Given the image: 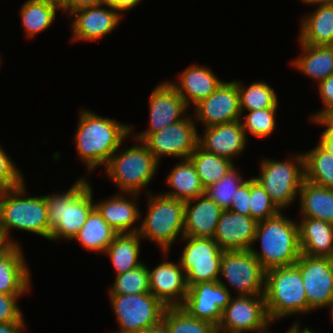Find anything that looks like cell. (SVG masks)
Returning <instances> with one entry per match:
<instances>
[{
	"label": "cell",
	"instance_id": "ab89813d",
	"mask_svg": "<svg viewBox=\"0 0 333 333\" xmlns=\"http://www.w3.org/2000/svg\"><path fill=\"white\" fill-rule=\"evenodd\" d=\"M149 272L146 263L123 274L116 275L108 294H144L149 293Z\"/></svg>",
	"mask_w": 333,
	"mask_h": 333
},
{
	"label": "cell",
	"instance_id": "ffe728a7",
	"mask_svg": "<svg viewBox=\"0 0 333 333\" xmlns=\"http://www.w3.org/2000/svg\"><path fill=\"white\" fill-rule=\"evenodd\" d=\"M247 142L240 120L205 127L203 133L198 134L201 149L231 161L242 155Z\"/></svg>",
	"mask_w": 333,
	"mask_h": 333
},
{
	"label": "cell",
	"instance_id": "ee69618b",
	"mask_svg": "<svg viewBox=\"0 0 333 333\" xmlns=\"http://www.w3.org/2000/svg\"><path fill=\"white\" fill-rule=\"evenodd\" d=\"M321 102L324 105L320 111L310 115L309 120L327 118L333 113V74L317 84Z\"/></svg>",
	"mask_w": 333,
	"mask_h": 333
},
{
	"label": "cell",
	"instance_id": "681fc988",
	"mask_svg": "<svg viewBox=\"0 0 333 333\" xmlns=\"http://www.w3.org/2000/svg\"><path fill=\"white\" fill-rule=\"evenodd\" d=\"M26 325L25 322L0 323V333H26Z\"/></svg>",
	"mask_w": 333,
	"mask_h": 333
},
{
	"label": "cell",
	"instance_id": "680465c9",
	"mask_svg": "<svg viewBox=\"0 0 333 333\" xmlns=\"http://www.w3.org/2000/svg\"><path fill=\"white\" fill-rule=\"evenodd\" d=\"M329 313L331 314V318H332L331 320L333 321V306Z\"/></svg>",
	"mask_w": 333,
	"mask_h": 333
},
{
	"label": "cell",
	"instance_id": "f5cc1de1",
	"mask_svg": "<svg viewBox=\"0 0 333 333\" xmlns=\"http://www.w3.org/2000/svg\"><path fill=\"white\" fill-rule=\"evenodd\" d=\"M11 244L5 238L2 229L0 228V253L6 250Z\"/></svg>",
	"mask_w": 333,
	"mask_h": 333
},
{
	"label": "cell",
	"instance_id": "cb8c5ba5",
	"mask_svg": "<svg viewBox=\"0 0 333 333\" xmlns=\"http://www.w3.org/2000/svg\"><path fill=\"white\" fill-rule=\"evenodd\" d=\"M23 247L11 244L0 253V293L25 295L32 288L31 273L25 260Z\"/></svg>",
	"mask_w": 333,
	"mask_h": 333
},
{
	"label": "cell",
	"instance_id": "91938a15",
	"mask_svg": "<svg viewBox=\"0 0 333 333\" xmlns=\"http://www.w3.org/2000/svg\"><path fill=\"white\" fill-rule=\"evenodd\" d=\"M215 333H225V332H222V331H220V330H217Z\"/></svg>",
	"mask_w": 333,
	"mask_h": 333
},
{
	"label": "cell",
	"instance_id": "db71d44e",
	"mask_svg": "<svg viewBox=\"0 0 333 333\" xmlns=\"http://www.w3.org/2000/svg\"><path fill=\"white\" fill-rule=\"evenodd\" d=\"M303 4L307 5H319V4H331L333 0H300Z\"/></svg>",
	"mask_w": 333,
	"mask_h": 333
},
{
	"label": "cell",
	"instance_id": "d6a6232c",
	"mask_svg": "<svg viewBox=\"0 0 333 333\" xmlns=\"http://www.w3.org/2000/svg\"><path fill=\"white\" fill-rule=\"evenodd\" d=\"M117 232L106 223L102 215L94 208L85 224L72 241H77L83 248L92 252L105 253Z\"/></svg>",
	"mask_w": 333,
	"mask_h": 333
},
{
	"label": "cell",
	"instance_id": "e575fe53",
	"mask_svg": "<svg viewBox=\"0 0 333 333\" xmlns=\"http://www.w3.org/2000/svg\"><path fill=\"white\" fill-rule=\"evenodd\" d=\"M189 159L196 168L201 184L204 188L217 183L235 165L233 161L209 153L199 146L196 147Z\"/></svg>",
	"mask_w": 333,
	"mask_h": 333
},
{
	"label": "cell",
	"instance_id": "d6986e66",
	"mask_svg": "<svg viewBox=\"0 0 333 333\" xmlns=\"http://www.w3.org/2000/svg\"><path fill=\"white\" fill-rule=\"evenodd\" d=\"M162 253L165 260L153 269L148 267L150 293L166 307H181L188 292L185 273L179 261H166L169 252Z\"/></svg>",
	"mask_w": 333,
	"mask_h": 333
},
{
	"label": "cell",
	"instance_id": "30bf717a",
	"mask_svg": "<svg viewBox=\"0 0 333 333\" xmlns=\"http://www.w3.org/2000/svg\"><path fill=\"white\" fill-rule=\"evenodd\" d=\"M219 276L225 282H218L230 291L229 285L237 296L264 294L265 270L250 250L224 251Z\"/></svg>",
	"mask_w": 333,
	"mask_h": 333
},
{
	"label": "cell",
	"instance_id": "6da1fadb",
	"mask_svg": "<svg viewBox=\"0 0 333 333\" xmlns=\"http://www.w3.org/2000/svg\"><path fill=\"white\" fill-rule=\"evenodd\" d=\"M74 141L78 157L88 172L106 166L113 153L133 132L132 125L99 116L90 109H80Z\"/></svg>",
	"mask_w": 333,
	"mask_h": 333
},
{
	"label": "cell",
	"instance_id": "9a60e30c",
	"mask_svg": "<svg viewBox=\"0 0 333 333\" xmlns=\"http://www.w3.org/2000/svg\"><path fill=\"white\" fill-rule=\"evenodd\" d=\"M188 106L168 80L160 82L149 96V127L131 133V139L143 141L149 134L158 132L187 116ZM133 136V137H132Z\"/></svg>",
	"mask_w": 333,
	"mask_h": 333
},
{
	"label": "cell",
	"instance_id": "7a4b0ae2",
	"mask_svg": "<svg viewBox=\"0 0 333 333\" xmlns=\"http://www.w3.org/2000/svg\"><path fill=\"white\" fill-rule=\"evenodd\" d=\"M91 183L79 176L65 192L46 194L50 241H71L95 208Z\"/></svg>",
	"mask_w": 333,
	"mask_h": 333
},
{
	"label": "cell",
	"instance_id": "8992f818",
	"mask_svg": "<svg viewBox=\"0 0 333 333\" xmlns=\"http://www.w3.org/2000/svg\"><path fill=\"white\" fill-rule=\"evenodd\" d=\"M133 140L136 144L130 148L124 146L123 149L121 145L104 167L105 175L117 186L120 193L140 194L156 176L160 166L142 141L136 138Z\"/></svg>",
	"mask_w": 333,
	"mask_h": 333
},
{
	"label": "cell",
	"instance_id": "ba28073f",
	"mask_svg": "<svg viewBox=\"0 0 333 333\" xmlns=\"http://www.w3.org/2000/svg\"><path fill=\"white\" fill-rule=\"evenodd\" d=\"M258 181L272 201L282 211L298 199L299 190L305 180L303 153H296L285 161L262 158Z\"/></svg>",
	"mask_w": 333,
	"mask_h": 333
},
{
	"label": "cell",
	"instance_id": "603a6c76",
	"mask_svg": "<svg viewBox=\"0 0 333 333\" xmlns=\"http://www.w3.org/2000/svg\"><path fill=\"white\" fill-rule=\"evenodd\" d=\"M177 80L169 83L183 98L188 108L208 98L223 82L212 69L199 64H191L185 68Z\"/></svg>",
	"mask_w": 333,
	"mask_h": 333
},
{
	"label": "cell",
	"instance_id": "74e56055",
	"mask_svg": "<svg viewBox=\"0 0 333 333\" xmlns=\"http://www.w3.org/2000/svg\"><path fill=\"white\" fill-rule=\"evenodd\" d=\"M233 167L217 183L205 188V195L220 206L223 210H229L233 196L237 189L247 180ZM242 175V176H241Z\"/></svg>",
	"mask_w": 333,
	"mask_h": 333
},
{
	"label": "cell",
	"instance_id": "7bdbcfd3",
	"mask_svg": "<svg viewBox=\"0 0 333 333\" xmlns=\"http://www.w3.org/2000/svg\"><path fill=\"white\" fill-rule=\"evenodd\" d=\"M24 295H8L0 293V323L25 322L24 315L18 305V299Z\"/></svg>",
	"mask_w": 333,
	"mask_h": 333
},
{
	"label": "cell",
	"instance_id": "83f0119b",
	"mask_svg": "<svg viewBox=\"0 0 333 333\" xmlns=\"http://www.w3.org/2000/svg\"><path fill=\"white\" fill-rule=\"evenodd\" d=\"M302 17L298 34L301 43L333 45V3L316 5L315 10Z\"/></svg>",
	"mask_w": 333,
	"mask_h": 333
},
{
	"label": "cell",
	"instance_id": "52a82bcc",
	"mask_svg": "<svg viewBox=\"0 0 333 333\" xmlns=\"http://www.w3.org/2000/svg\"><path fill=\"white\" fill-rule=\"evenodd\" d=\"M267 313L270 321L308 313V301L300 270L295 266L265 271Z\"/></svg>",
	"mask_w": 333,
	"mask_h": 333
},
{
	"label": "cell",
	"instance_id": "7402d4cb",
	"mask_svg": "<svg viewBox=\"0 0 333 333\" xmlns=\"http://www.w3.org/2000/svg\"><path fill=\"white\" fill-rule=\"evenodd\" d=\"M258 222L231 210H223L214 240L223 251L250 250L253 246Z\"/></svg>",
	"mask_w": 333,
	"mask_h": 333
},
{
	"label": "cell",
	"instance_id": "f907efd6",
	"mask_svg": "<svg viewBox=\"0 0 333 333\" xmlns=\"http://www.w3.org/2000/svg\"><path fill=\"white\" fill-rule=\"evenodd\" d=\"M297 319V320H296ZM294 321V323L290 326V328L287 330L286 333H318L315 332L314 330H311L310 328H308L307 326L302 329V325H300L301 323L299 322V318H296Z\"/></svg>",
	"mask_w": 333,
	"mask_h": 333
},
{
	"label": "cell",
	"instance_id": "4316f807",
	"mask_svg": "<svg viewBox=\"0 0 333 333\" xmlns=\"http://www.w3.org/2000/svg\"><path fill=\"white\" fill-rule=\"evenodd\" d=\"M300 44L301 55L291 65L316 84L333 74V45Z\"/></svg>",
	"mask_w": 333,
	"mask_h": 333
},
{
	"label": "cell",
	"instance_id": "277c9868",
	"mask_svg": "<svg viewBox=\"0 0 333 333\" xmlns=\"http://www.w3.org/2000/svg\"><path fill=\"white\" fill-rule=\"evenodd\" d=\"M297 222L283 215L282 211L272 218L258 222L250 251L265 271L292 266L300 257ZM256 242L260 243V251L254 248Z\"/></svg>",
	"mask_w": 333,
	"mask_h": 333
},
{
	"label": "cell",
	"instance_id": "6f0895ef",
	"mask_svg": "<svg viewBox=\"0 0 333 333\" xmlns=\"http://www.w3.org/2000/svg\"><path fill=\"white\" fill-rule=\"evenodd\" d=\"M333 123V113L327 117Z\"/></svg>",
	"mask_w": 333,
	"mask_h": 333
},
{
	"label": "cell",
	"instance_id": "b9f144b4",
	"mask_svg": "<svg viewBox=\"0 0 333 333\" xmlns=\"http://www.w3.org/2000/svg\"><path fill=\"white\" fill-rule=\"evenodd\" d=\"M12 160L0 145V191L17 188L25 181L20 168Z\"/></svg>",
	"mask_w": 333,
	"mask_h": 333
},
{
	"label": "cell",
	"instance_id": "9c48e42d",
	"mask_svg": "<svg viewBox=\"0 0 333 333\" xmlns=\"http://www.w3.org/2000/svg\"><path fill=\"white\" fill-rule=\"evenodd\" d=\"M120 331L142 333L163 320L166 306L152 293L108 294Z\"/></svg>",
	"mask_w": 333,
	"mask_h": 333
},
{
	"label": "cell",
	"instance_id": "8fae6325",
	"mask_svg": "<svg viewBox=\"0 0 333 333\" xmlns=\"http://www.w3.org/2000/svg\"><path fill=\"white\" fill-rule=\"evenodd\" d=\"M186 242L178 259L186 276L187 286L218 281L223 250L212 238L184 236Z\"/></svg>",
	"mask_w": 333,
	"mask_h": 333
},
{
	"label": "cell",
	"instance_id": "9f6ffc18",
	"mask_svg": "<svg viewBox=\"0 0 333 333\" xmlns=\"http://www.w3.org/2000/svg\"><path fill=\"white\" fill-rule=\"evenodd\" d=\"M111 333H134V332H124V331H120V330H118V331L115 330V332H111Z\"/></svg>",
	"mask_w": 333,
	"mask_h": 333
},
{
	"label": "cell",
	"instance_id": "5b68a950",
	"mask_svg": "<svg viewBox=\"0 0 333 333\" xmlns=\"http://www.w3.org/2000/svg\"><path fill=\"white\" fill-rule=\"evenodd\" d=\"M145 191H148L147 211L140 220L139 236L156 242L161 252H169L176 240L184 237L185 202L162 193L154 194L149 189Z\"/></svg>",
	"mask_w": 333,
	"mask_h": 333
},
{
	"label": "cell",
	"instance_id": "7dc6e473",
	"mask_svg": "<svg viewBox=\"0 0 333 333\" xmlns=\"http://www.w3.org/2000/svg\"><path fill=\"white\" fill-rule=\"evenodd\" d=\"M104 1L105 0H60V3L62 11L69 16L73 11L95 6Z\"/></svg>",
	"mask_w": 333,
	"mask_h": 333
},
{
	"label": "cell",
	"instance_id": "816d5d0a",
	"mask_svg": "<svg viewBox=\"0 0 333 333\" xmlns=\"http://www.w3.org/2000/svg\"><path fill=\"white\" fill-rule=\"evenodd\" d=\"M142 333H170L166 324L161 321L157 325L152 326L151 328L143 331Z\"/></svg>",
	"mask_w": 333,
	"mask_h": 333
},
{
	"label": "cell",
	"instance_id": "1f68e13d",
	"mask_svg": "<svg viewBox=\"0 0 333 333\" xmlns=\"http://www.w3.org/2000/svg\"><path fill=\"white\" fill-rule=\"evenodd\" d=\"M141 237L138 232L117 233L105 251L116 275L137 268L142 262L140 257Z\"/></svg>",
	"mask_w": 333,
	"mask_h": 333
},
{
	"label": "cell",
	"instance_id": "60d3db41",
	"mask_svg": "<svg viewBox=\"0 0 333 333\" xmlns=\"http://www.w3.org/2000/svg\"><path fill=\"white\" fill-rule=\"evenodd\" d=\"M281 210L253 176L250 178V217L257 222L278 215Z\"/></svg>",
	"mask_w": 333,
	"mask_h": 333
},
{
	"label": "cell",
	"instance_id": "5bb4252c",
	"mask_svg": "<svg viewBox=\"0 0 333 333\" xmlns=\"http://www.w3.org/2000/svg\"><path fill=\"white\" fill-rule=\"evenodd\" d=\"M302 275L308 313L333 306V259L301 254L294 264Z\"/></svg>",
	"mask_w": 333,
	"mask_h": 333
},
{
	"label": "cell",
	"instance_id": "4dcf8cb0",
	"mask_svg": "<svg viewBox=\"0 0 333 333\" xmlns=\"http://www.w3.org/2000/svg\"><path fill=\"white\" fill-rule=\"evenodd\" d=\"M298 198L301 217L315 218L333 224V189L304 180Z\"/></svg>",
	"mask_w": 333,
	"mask_h": 333
},
{
	"label": "cell",
	"instance_id": "f1b7e54d",
	"mask_svg": "<svg viewBox=\"0 0 333 333\" xmlns=\"http://www.w3.org/2000/svg\"><path fill=\"white\" fill-rule=\"evenodd\" d=\"M166 177V185L172 190L162 193L165 196L186 202L205 194V188L190 159H180Z\"/></svg>",
	"mask_w": 333,
	"mask_h": 333
},
{
	"label": "cell",
	"instance_id": "f35d334b",
	"mask_svg": "<svg viewBox=\"0 0 333 333\" xmlns=\"http://www.w3.org/2000/svg\"><path fill=\"white\" fill-rule=\"evenodd\" d=\"M278 108H264L258 111H247L241 114L240 122L242 124L245 136L253 135L257 138H268L276 130V115ZM247 113V114H246Z\"/></svg>",
	"mask_w": 333,
	"mask_h": 333
},
{
	"label": "cell",
	"instance_id": "d590c367",
	"mask_svg": "<svg viewBox=\"0 0 333 333\" xmlns=\"http://www.w3.org/2000/svg\"><path fill=\"white\" fill-rule=\"evenodd\" d=\"M241 113L258 111L264 108H278V97L274 89L266 81H255L244 86L237 80Z\"/></svg>",
	"mask_w": 333,
	"mask_h": 333
},
{
	"label": "cell",
	"instance_id": "44dd1931",
	"mask_svg": "<svg viewBox=\"0 0 333 333\" xmlns=\"http://www.w3.org/2000/svg\"><path fill=\"white\" fill-rule=\"evenodd\" d=\"M139 196L140 194L119 192L111 195L109 199L107 197L105 200L95 201L94 204L102 218L117 233L139 232L138 221L143 216L136 204Z\"/></svg>",
	"mask_w": 333,
	"mask_h": 333
},
{
	"label": "cell",
	"instance_id": "4fadbf2b",
	"mask_svg": "<svg viewBox=\"0 0 333 333\" xmlns=\"http://www.w3.org/2000/svg\"><path fill=\"white\" fill-rule=\"evenodd\" d=\"M270 324L264 294L236 295L231 297L217 327L225 333H255Z\"/></svg>",
	"mask_w": 333,
	"mask_h": 333
},
{
	"label": "cell",
	"instance_id": "e0dca14e",
	"mask_svg": "<svg viewBox=\"0 0 333 333\" xmlns=\"http://www.w3.org/2000/svg\"><path fill=\"white\" fill-rule=\"evenodd\" d=\"M123 16L107 2L82 8L70 14L72 42L96 41L115 30Z\"/></svg>",
	"mask_w": 333,
	"mask_h": 333
},
{
	"label": "cell",
	"instance_id": "7c38bea8",
	"mask_svg": "<svg viewBox=\"0 0 333 333\" xmlns=\"http://www.w3.org/2000/svg\"><path fill=\"white\" fill-rule=\"evenodd\" d=\"M187 115L184 119L149 134L142 142L160 163L163 157L189 159L198 146V131L194 118Z\"/></svg>",
	"mask_w": 333,
	"mask_h": 333
},
{
	"label": "cell",
	"instance_id": "3957f363",
	"mask_svg": "<svg viewBox=\"0 0 333 333\" xmlns=\"http://www.w3.org/2000/svg\"><path fill=\"white\" fill-rule=\"evenodd\" d=\"M25 183L0 191V228L10 244L21 245L11 238L12 229L50 240L46 195L28 196Z\"/></svg>",
	"mask_w": 333,
	"mask_h": 333
},
{
	"label": "cell",
	"instance_id": "836d02e7",
	"mask_svg": "<svg viewBox=\"0 0 333 333\" xmlns=\"http://www.w3.org/2000/svg\"><path fill=\"white\" fill-rule=\"evenodd\" d=\"M305 180L333 189V155L319 143L303 153Z\"/></svg>",
	"mask_w": 333,
	"mask_h": 333
},
{
	"label": "cell",
	"instance_id": "ac0fdd59",
	"mask_svg": "<svg viewBox=\"0 0 333 333\" xmlns=\"http://www.w3.org/2000/svg\"><path fill=\"white\" fill-rule=\"evenodd\" d=\"M231 297L232 292L218 281L198 283L188 287L186 299L181 307L191 317L218 326Z\"/></svg>",
	"mask_w": 333,
	"mask_h": 333
},
{
	"label": "cell",
	"instance_id": "f546056e",
	"mask_svg": "<svg viewBox=\"0 0 333 333\" xmlns=\"http://www.w3.org/2000/svg\"><path fill=\"white\" fill-rule=\"evenodd\" d=\"M20 8L21 26L29 39L50 28L62 11L60 0H27Z\"/></svg>",
	"mask_w": 333,
	"mask_h": 333
},
{
	"label": "cell",
	"instance_id": "8d00e7d4",
	"mask_svg": "<svg viewBox=\"0 0 333 333\" xmlns=\"http://www.w3.org/2000/svg\"><path fill=\"white\" fill-rule=\"evenodd\" d=\"M170 333H215L218 327L191 317L182 307H167L162 320Z\"/></svg>",
	"mask_w": 333,
	"mask_h": 333
},
{
	"label": "cell",
	"instance_id": "11a10c76",
	"mask_svg": "<svg viewBox=\"0 0 333 333\" xmlns=\"http://www.w3.org/2000/svg\"><path fill=\"white\" fill-rule=\"evenodd\" d=\"M269 327H267L266 329L262 330V331H259V332H255V333H272L270 330V328L268 329Z\"/></svg>",
	"mask_w": 333,
	"mask_h": 333
},
{
	"label": "cell",
	"instance_id": "bcb514c9",
	"mask_svg": "<svg viewBox=\"0 0 333 333\" xmlns=\"http://www.w3.org/2000/svg\"><path fill=\"white\" fill-rule=\"evenodd\" d=\"M311 123L325 127L317 143L333 155V123L328 118L311 120Z\"/></svg>",
	"mask_w": 333,
	"mask_h": 333
},
{
	"label": "cell",
	"instance_id": "484cf974",
	"mask_svg": "<svg viewBox=\"0 0 333 333\" xmlns=\"http://www.w3.org/2000/svg\"><path fill=\"white\" fill-rule=\"evenodd\" d=\"M301 254L333 259V224L308 217H299Z\"/></svg>",
	"mask_w": 333,
	"mask_h": 333
},
{
	"label": "cell",
	"instance_id": "f6af8a7d",
	"mask_svg": "<svg viewBox=\"0 0 333 333\" xmlns=\"http://www.w3.org/2000/svg\"><path fill=\"white\" fill-rule=\"evenodd\" d=\"M229 210L250 217V179L237 189Z\"/></svg>",
	"mask_w": 333,
	"mask_h": 333
},
{
	"label": "cell",
	"instance_id": "2e32d148",
	"mask_svg": "<svg viewBox=\"0 0 333 333\" xmlns=\"http://www.w3.org/2000/svg\"><path fill=\"white\" fill-rule=\"evenodd\" d=\"M193 118L204 128L241 119L237 81H223L208 98L194 106Z\"/></svg>",
	"mask_w": 333,
	"mask_h": 333
},
{
	"label": "cell",
	"instance_id": "d4e9b609",
	"mask_svg": "<svg viewBox=\"0 0 333 333\" xmlns=\"http://www.w3.org/2000/svg\"><path fill=\"white\" fill-rule=\"evenodd\" d=\"M223 209L205 194L185 202L184 236L214 238Z\"/></svg>",
	"mask_w": 333,
	"mask_h": 333
},
{
	"label": "cell",
	"instance_id": "c3c4849f",
	"mask_svg": "<svg viewBox=\"0 0 333 333\" xmlns=\"http://www.w3.org/2000/svg\"><path fill=\"white\" fill-rule=\"evenodd\" d=\"M142 0H105L108 4H111L122 16L127 12L138 6Z\"/></svg>",
	"mask_w": 333,
	"mask_h": 333
}]
</instances>
